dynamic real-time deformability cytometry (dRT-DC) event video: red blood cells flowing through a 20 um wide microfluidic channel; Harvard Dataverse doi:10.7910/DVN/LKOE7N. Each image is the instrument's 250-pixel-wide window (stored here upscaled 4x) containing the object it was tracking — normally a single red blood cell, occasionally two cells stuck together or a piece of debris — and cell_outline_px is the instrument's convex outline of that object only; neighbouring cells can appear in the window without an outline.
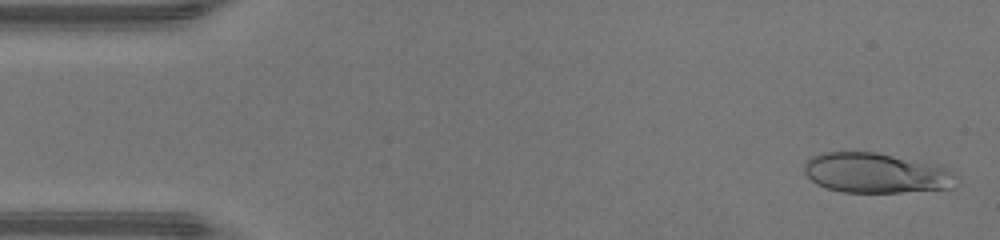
{"species": "human", "species_latin": "Homo sapiens", "temperature_condition": "warm", "stored_images_in_passage": 47, "camera_frame_rate_fps": 3000, "um_per_image_px": 0.085, "donor": {"sex": "male"}, "frame": {"image": 1, "passage_image": 2, "time_ms": 0.333, "image_size_px": [1000, 240], "cell_outline_px": [[956, 176], [952, 188], [900, 192], [840, 192], [816, 184], [804, 172], [804, 164], [812, 156], [824, 152], [876, 152], [944, 168]], "centroid_in_image_um": [74.36, 14.72], "position_along_channel_um": 10.6, "area_um2": 34.68}}
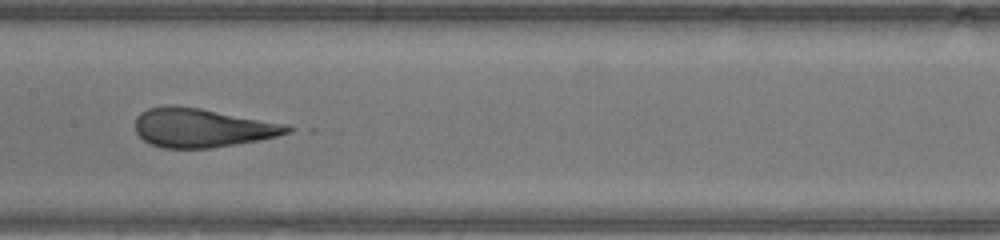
{"frame": {"image": 2, "passage_image": 23, "time_ms": 7.333, "image_size_px": [1000, 240], "cell_outline_px": [[296, 128], [292, 132], [260, 140], [212, 148], [164, 148], [148, 144], [136, 132], [136, 116], [140, 112], [148, 108], [164, 104], [172, 104], [200, 108], [288, 124]], "centroid_in_image_um": [17.18, 10.85], "position_along_channel_um": 190.2, "area_um2": 34.91}}
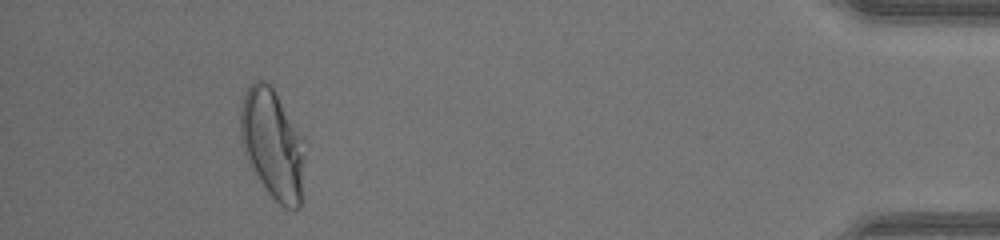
{"frame": {"image": 3, "passage_image": 43, "time_ms": 14.0, "image_size_px": [1000, 240], "cell_outline_px": [[308, 144], [300, 208], [284, 208], [268, 192], [252, 168], [244, 152], [240, 136], [240, 108], [244, 96], [248, 88], [256, 80], [264, 80], [272, 84]], "centroid_in_image_um": [23.23, 12.22], "position_along_channel_um": 412.0, "area_um2": 42.08}, "authors_computed_cell_mechanics": {"area_um2": 34.8534, "velocity_mm_per_s": 4.3775, "shape_relaxation_time_tau1_ms": 6.3433, "shape_relaxation_time_tau2_ms": null, "deformation_change_tau1": 0.3009, "deformation_change_tau2": null}}